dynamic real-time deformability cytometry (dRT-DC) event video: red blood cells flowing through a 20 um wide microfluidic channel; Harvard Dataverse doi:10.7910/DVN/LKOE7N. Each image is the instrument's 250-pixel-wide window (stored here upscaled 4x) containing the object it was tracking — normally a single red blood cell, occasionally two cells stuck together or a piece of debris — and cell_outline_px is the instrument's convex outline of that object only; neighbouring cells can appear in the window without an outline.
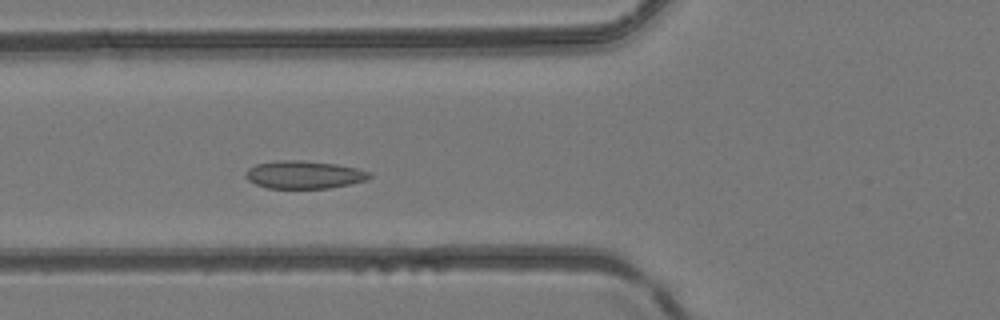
{"species": "common noctule bat (a hibernating species)", "species_latin": "Nyctalus noctula", "temperature_condition": "room temperature", "stored_images_in_passage": 44, "camera_frame_rate_fps": 3000, "um_per_image_px": 0.085, "animal": {"sex": "female", "body_mass_g": 24.6, "forearm_length_mm": 56.2}, "frame": {"image": 1, "passage_image": 14, "time_ms": 4.333, "image_size_px": [1000, 320], "cell_outline_px": [[372, 176], [364, 180], [348, 184], [328, 188], [268, 188], [256, 184], [248, 180], [244, 176], [244, 172], [248, 168], [256, 164], [280, 160], [304, 160], [336, 164], [356, 168], [372, 172]], "centroid_in_image_um": [25.81, 14.84], "position_along_channel_um": 100.0, "area_um2": 20.06}}
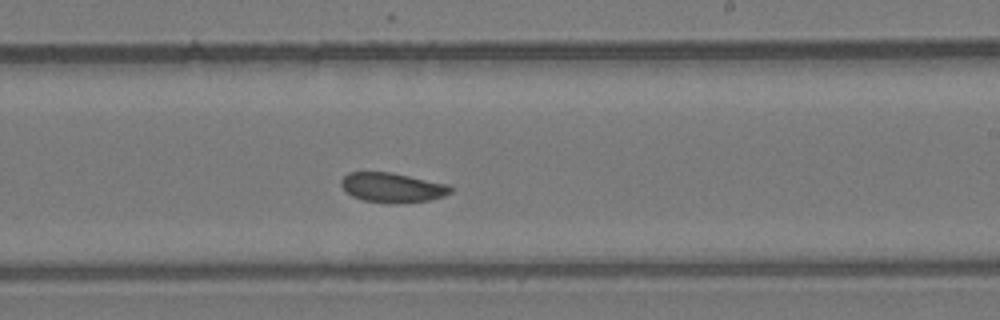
{"frame": {"image": 2, "passage_image": 25, "time_ms": 8.0, "image_size_px": [1000, 320], "cell_outline_px": [[452, 192], [444, 196], [428, 200], [364, 200], [352, 196], [340, 184], [340, 180], [348, 172], [392, 172], [448, 184], [452, 188]], "centroid_in_image_um": [33.34, 15.87], "position_along_channel_um": 255.7, "area_um2": 17.98}}
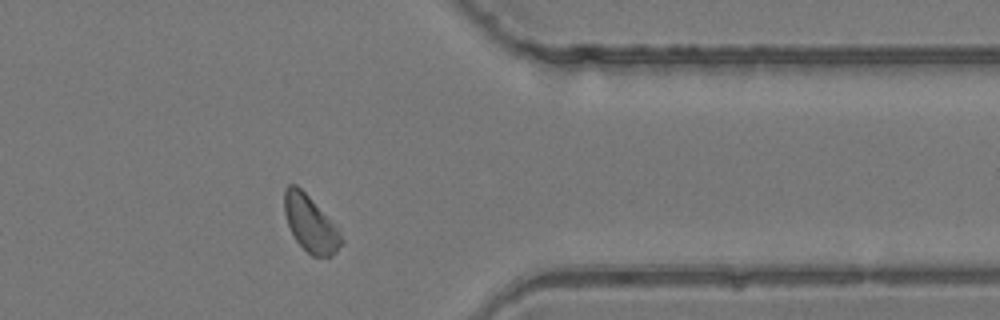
{"frame": {"image": 3, "passage_image": 35, "time_ms": 11.333, "image_size_px": [1000, 320], "cell_outline_px": [[344, 244], [332, 256], [312, 256], [296, 240], [288, 224], [284, 212], [284, 188], [288, 184], [296, 184], [308, 196], [332, 224], [344, 240]], "centroid_in_image_um": [26.36, 19.03], "position_along_channel_um": 385.0, "area_um2": 18.03}}